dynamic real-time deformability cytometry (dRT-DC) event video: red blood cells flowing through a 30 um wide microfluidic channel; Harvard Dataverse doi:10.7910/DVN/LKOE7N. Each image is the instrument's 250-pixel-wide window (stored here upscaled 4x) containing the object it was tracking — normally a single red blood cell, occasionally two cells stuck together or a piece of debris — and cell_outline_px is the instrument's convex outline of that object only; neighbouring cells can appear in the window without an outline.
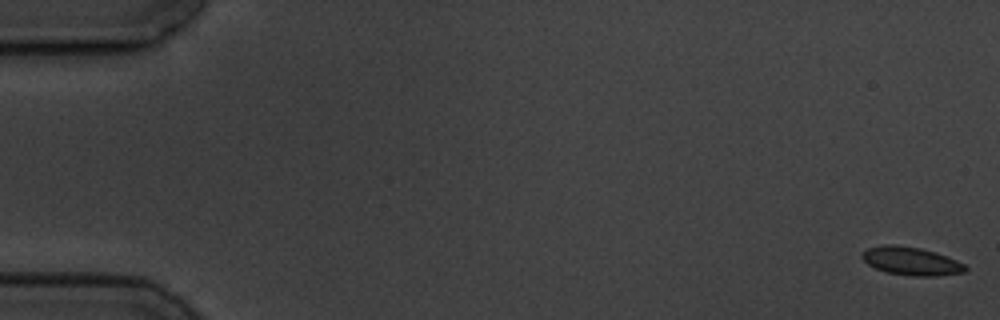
{"species": "common noctule bat (a hibernating species)", "species_latin": "Nyctalus noctula", "temperature_condition": "cold", "stored_images_in_passage": 7, "camera_frame_rate_fps": 3000, "um_per_image_px": 0.085, "animal": {"sex": "male", "body_mass_g": 19.5, "forearm_length_mm": 54.6}, "frame": {"image": 1, "passage_image": 1, "time_ms": 0.0, "image_size_px": [1000, 320], "cell_outline_px": [[968, 268], [964, 272], [936, 276], [912, 276], [888, 272], [876, 268], [868, 264], [860, 256], [860, 252], [868, 248], [880, 244], [896, 244], [920, 248], [936, 252], [956, 260], [964, 264]], "centroid_in_image_um": [77.42, 22.17], "position_along_channel_um": 7.6, "area_um2": 17.05}}
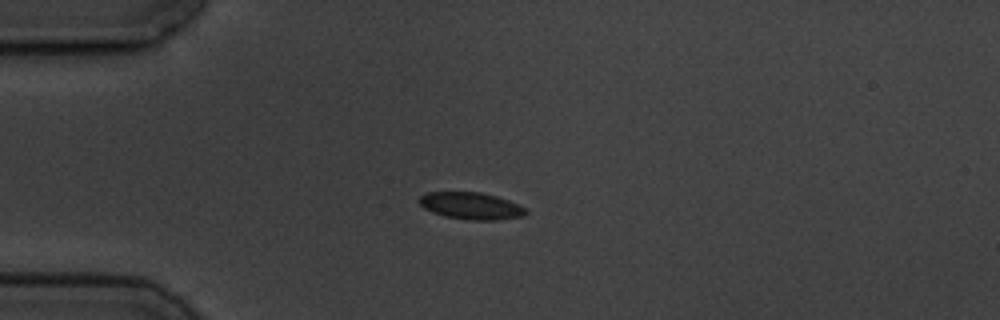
{"frame": {"image": 2, "passage_image": 5, "time_ms": 4.667, "image_size_px": [1000, 320], "cell_outline_px": [[528, 212], [524, 216], [496, 220], [468, 220], [444, 216], [432, 212], [424, 208], [416, 200], [420, 196], [428, 192], [480, 192], [496, 196], [508, 200], [524, 208]], "centroid_in_image_um": [40.0, 17.5], "position_along_channel_um": 45.0, "area_um2": 16.76}}
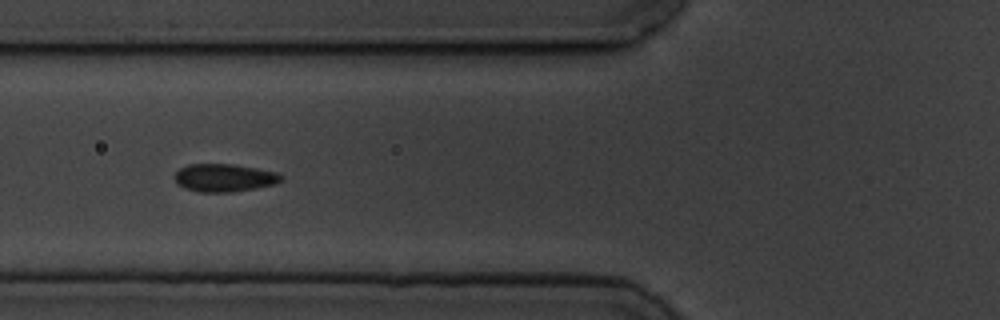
{"frame": {"image": 3, "passage_image": 7, "time_ms": 7.0, "image_size_px": [1000, 320], "cell_outline_px": [[284, 180], [272, 184], [256, 188], [232, 192], [200, 192], [184, 188], [176, 184], [176, 172], [180, 168], [188, 164], [232, 164], [256, 168], [276, 172], [284, 176]], "centroid_in_image_um": [19.07, 15.11], "position_along_channel_um": 106.7, "area_um2": 17.28}}